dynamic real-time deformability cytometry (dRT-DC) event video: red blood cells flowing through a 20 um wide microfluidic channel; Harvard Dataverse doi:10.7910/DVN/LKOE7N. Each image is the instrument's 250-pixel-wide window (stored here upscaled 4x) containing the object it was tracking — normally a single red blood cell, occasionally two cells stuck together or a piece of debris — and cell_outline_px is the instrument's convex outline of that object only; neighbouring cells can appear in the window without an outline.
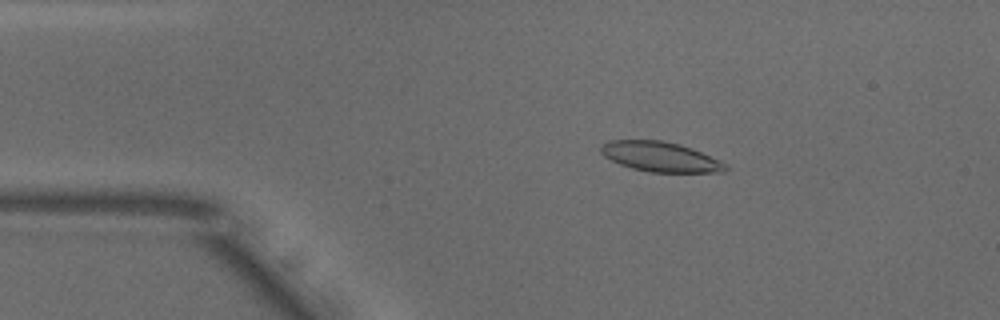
{"species": "common noctule bat (a hibernating species)", "species_latin": "Nyctalus noctula", "temperature_condition": "warm", "stored_images_in_passage": 52, "camera_frame_rate_fps": 3000, "um_per_image_px": 0.085, "animal": {"sex": "male", "body_mass_g": 18.8}, "frame": {"image": 1, "passage_image": 9, "time_ms": 2.667, "image_size_px": [1000, 320], "cell_outline_px": [[728, 168], [724, 172], [648, 172], [632, 168], [620, 164], [604, 156], [600, 152], [600, 148], [608, 140], [660, 140], [680, 144], [700, 152], [728, 164]], "centroid_in_image_um": [56.12, 13.33], "position_along_channel_um": 28.9, "area_um2": 21.56}}
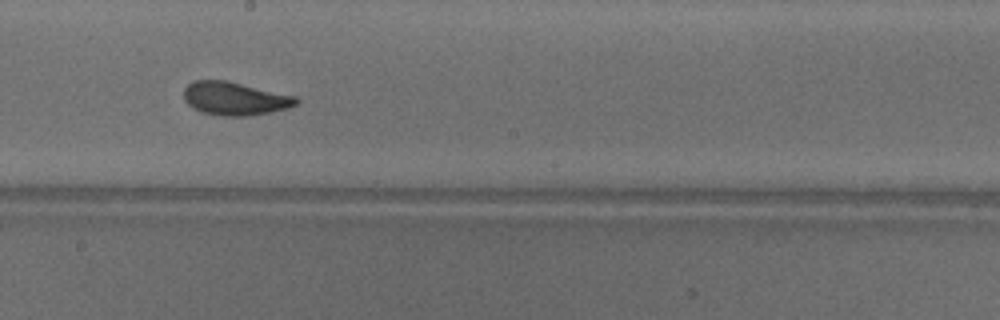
{"frame": {"image": 2, "passage_image": 28, "time_ms": 9.0, "image_size_px": [1000, 320], "cell_outline_px": [[300, 100], [296, 104], [288, 108], [272, 112], [248, 116], [220, 116], [200, 112], [192, 108], [184, 100], [184, 88], [192, 80], [224, 80], [296, 96]], "centroid_in_image_um": [19.94, 8.39], "position_along_channel_um": 228.3, "area_um2": 21.91}}
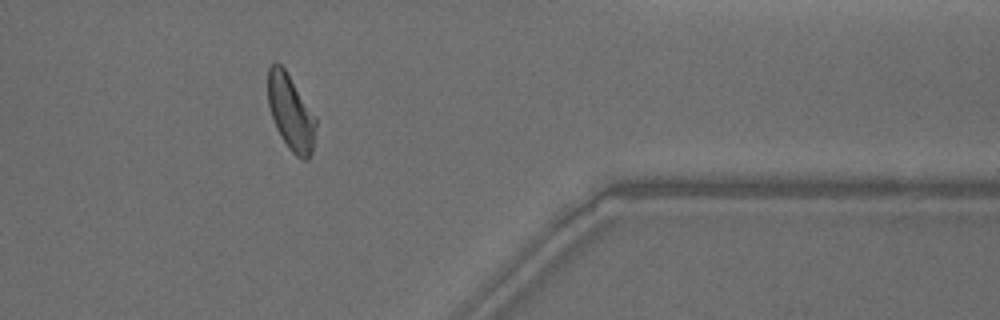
{"frame": {"image": 3, "passage_image": 42, "time_ms": 13.667, "image_size_px": [1000, 320], "cell_outline_px": [[316, 124], [312, 152], [308, 160], [304, 160], [296, 156], [288, 148], [280, 136], [276, 128], [268, 104], [268, 68], [272, 64], [280, 64], [284, 68], [316, 116]], "centroid_in_image_um": [24.72, 9.59], "position_along_channel_um": 386.7, "area_um2": 20.98}, "authors_computed_cell_mechanics": {"area_um2": 21.7039, "velocity_mm_per_s": 3.8576, "shape_relaxation_time_tau1_ms": 3.6118, "shape_relaxation_time_tau2_ms": 1.501, "deformation_change_tau1": 0.136, "deformation_change_tau2": 0.0789}}